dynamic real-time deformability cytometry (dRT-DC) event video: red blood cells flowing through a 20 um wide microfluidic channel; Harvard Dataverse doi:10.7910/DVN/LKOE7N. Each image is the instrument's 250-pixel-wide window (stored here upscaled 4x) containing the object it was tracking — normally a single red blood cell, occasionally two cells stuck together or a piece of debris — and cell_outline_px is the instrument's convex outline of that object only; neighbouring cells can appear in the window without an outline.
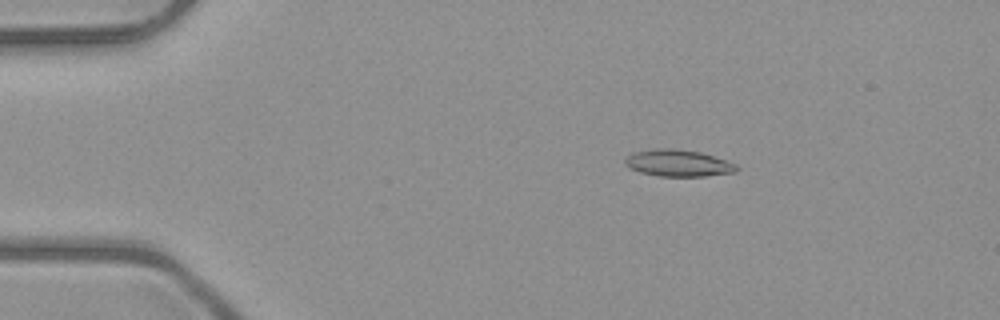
{"species": "common noctule bat (a hibernating species)", "species_latin": "Nyctalus noctula", "temperature_condition": "room temperature", "stored_images_in_passage": 50, "camera_frame_rate_fps": 3000, "um_per_image_px": 0.085, "animal": {"sex": "male", "body_mass_g": 23.1, "forearm_length_mm": 52.7}, "frame": {"image": 1, "passage_image": 9, "time_ms": 2.667, "image_size_px": [1000, 320], "cell_outline_px": [[740, 168], [736, 172], [704, 176], [660, 176], [640, 172], [628, 168], [624, 164], [624, 160], [632, 152], [656, 148], [668, 148], [700, 152], [736, 164]], "centroid_in_image_um": [57.61, 13.87], "position_along_channel_um": 27.4, "area_um2": 17.34}}
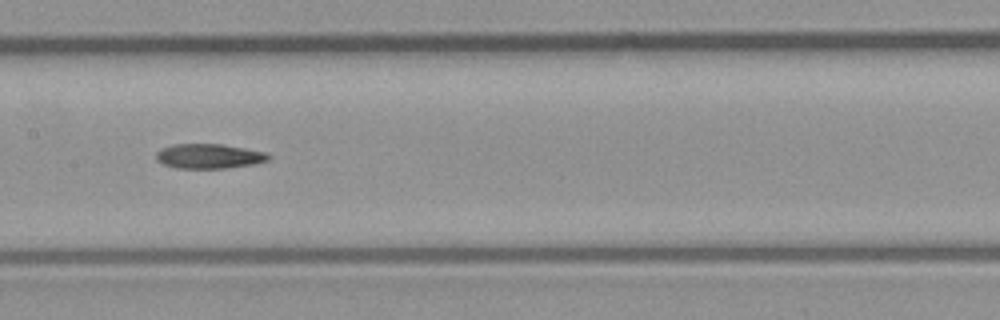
{"frame": {"image": 2, "passage_image": 26, "time_ms": 8.333, "image_size_px": [1000, 320], "cell_outline_px": [[272, 156], [268, 160], [256, 164], [224, 168], [176, 168], [164, 164], [156, 160], [156, 152], [160, 148], [172, 144], [220, 144], [268, 152]], "centroid_in_image_um": [17.77, 13.27], "position_along_channel_um": 189.6, "area_um2": 16.3}}
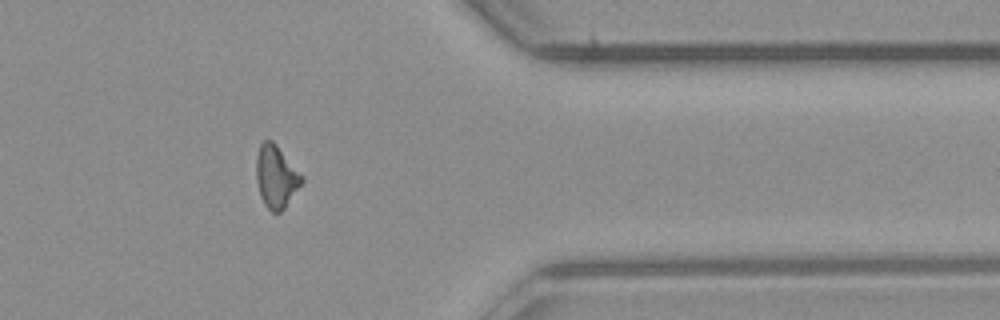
{"frame": {"image": 3, "passage_image": 42, "time_ms": 13.667, "image_size_px": [1000, 320], "cell_outline_px": [[304, 180], [284, 208], [280, 212], [272, 212], [264, 204], [260, 196], [256, 180], [256, 156], [260, 144], [264, 140], [272, 140], [276, 144], [304, 176]], "centroid_in_image_um": [23.46, 15.0], "position_along_channel_um": 387.9, "area_um2": 16.59}}